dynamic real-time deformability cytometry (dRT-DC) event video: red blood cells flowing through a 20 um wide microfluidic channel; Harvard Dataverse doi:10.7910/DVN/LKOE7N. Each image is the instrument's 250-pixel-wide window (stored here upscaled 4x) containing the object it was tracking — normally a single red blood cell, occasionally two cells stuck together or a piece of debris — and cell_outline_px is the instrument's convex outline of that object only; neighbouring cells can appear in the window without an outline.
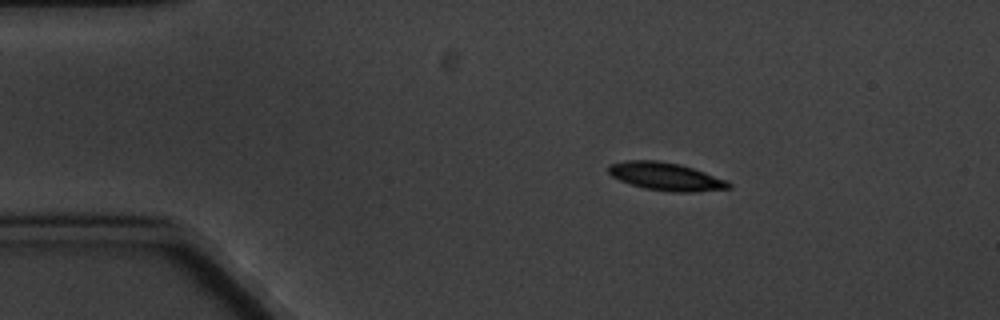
{"species": "common noctule bat (a hibernating species)", "species_latin": "Nyctalus noctula", "temperature_condition": "cold", "stored_images_in_passage": 5, "camera_frame_rate_fps": 3000, "um_per_image_px": 0.085, "animal": {"sex": "male", "body_mass_g": 20.1, "forearm_length_mm": 53.5}, "frame": {"image": 1, "passage_image": 3, "time_ms": 2.333, "image_size_px": [1000, 320], "cell_outline_px": [[732, 188], [696, 192], [672, 192], [644, 188], [620, 180], [612, 176], [608, 172], [608, 164], [628, 160], [656, 160], [680, 164], [728, 180], [732, 184]], "centroid_in_image_um": [56.62, 15.0], "position_along_channel_um": 28.4, "area_um2": 19.59}}